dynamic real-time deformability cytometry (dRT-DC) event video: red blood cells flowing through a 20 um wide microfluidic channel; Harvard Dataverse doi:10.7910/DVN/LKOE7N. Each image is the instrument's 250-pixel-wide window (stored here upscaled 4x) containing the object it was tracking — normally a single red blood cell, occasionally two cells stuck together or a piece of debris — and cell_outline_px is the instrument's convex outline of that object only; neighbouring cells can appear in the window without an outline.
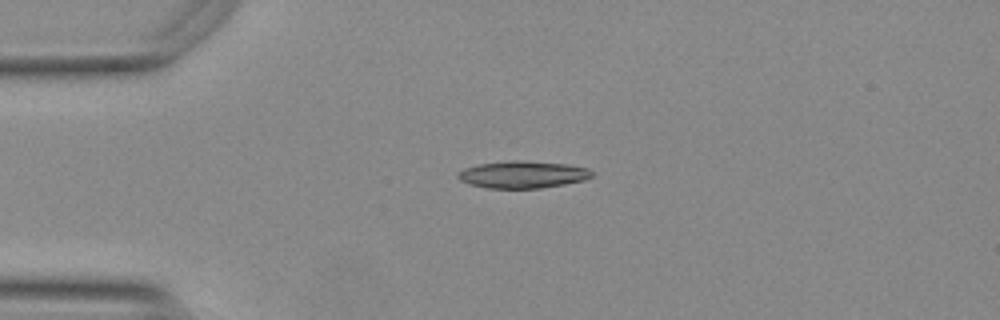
{"species": "Egyptian fruit bat (a non-hibernating species)", "species_latin": "Rousettus aegyptiacus", "temperature_condition": "warm", "stored_images_in_passage": 18, "camera_frame_rate_fps": 3000, "um_per_image_px": 0.085, "animal": {"sex": "female"}, "frame": {"image": 1, "passage_image": 12, "time_ms": 3.667, "image_size_px": [1000, 320], "cell_outline_px": [[592, 176], [584, 180], [564, 184], [540, 188], [488, 188], [468, 184], [460, 180], [460, 172], [464, 168], [480, 164], [516, 160], [568, 164], [588, 168], [592, 172]], "centroid_in_image_um": [44.46, 14.84], "position_along_channel_um": 40.5, "area_um2": 20.87}}
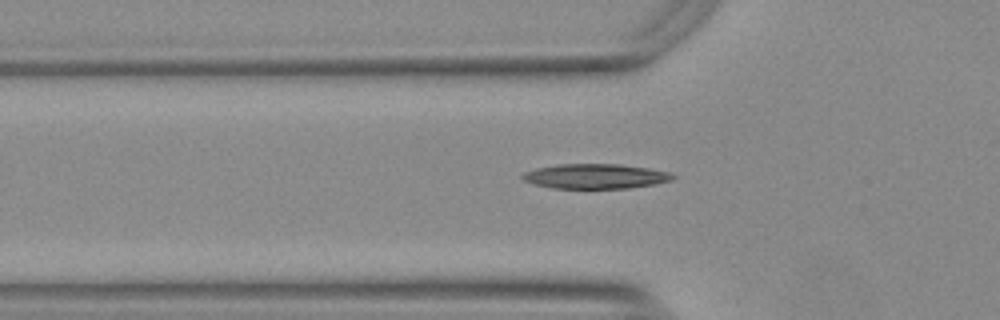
{"frame": {"image": 2, "passage_image": 17, "time_ms": 5.333, "image_size_px": [1000, 320], "cell_outline_px": [[676, 176], [672, 180], [656, 184], [628, 188], [552, 188], [536, 184], [524, 180], [520, 176], [524, 172], [536, 168], [556, 164], [620, 164], [648, 168], [668, 172]], "centroid_in_image_um": [50.61, 14.98], "position_along_channel_um": 75.2, "area_um2": 21.68}}